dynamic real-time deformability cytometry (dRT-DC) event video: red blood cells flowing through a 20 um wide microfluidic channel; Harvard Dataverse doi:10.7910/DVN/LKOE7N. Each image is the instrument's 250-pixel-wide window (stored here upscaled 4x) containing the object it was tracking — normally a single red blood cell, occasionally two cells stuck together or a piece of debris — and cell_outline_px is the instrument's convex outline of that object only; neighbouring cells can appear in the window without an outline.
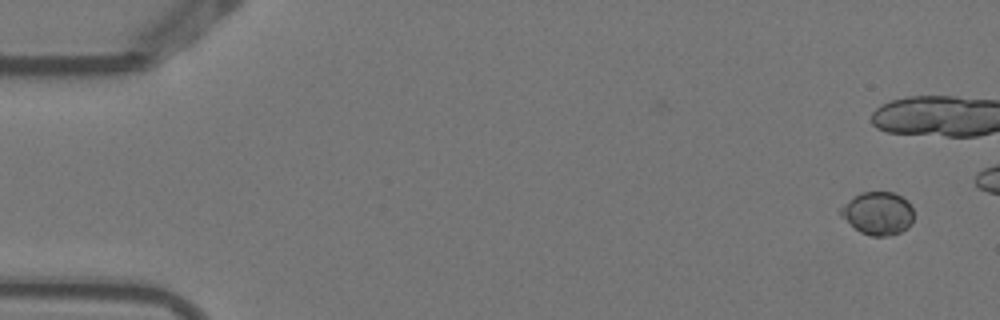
{"species": "Egyptian fruit bat (a non-hibernating species)", "species_latin": "Rousettus aegyptiacus", "temperature_condition": "warm", "stored_images_in_passage": 6, "camera_frame_rate_fps": 3000, "um_per_image_px": 0.085, "animal": {"sex": "female"}, "frame": {"image": 1, "passage_image": 1, "time_ms": 0.0, "image_size_px": [1000, 320], "cell_outline_px": [[912, 220], [908, 228], [900, 232], [884, 236], [872, 236], [860, 232], [840, 216], [840, 208], [860, 192], [892, 192], [908, 200], [912, 208]], "centroid_in_image_um": [74.62, 18.13], "position_along_channel_um": 10.4, "area_um2": 18.09}}